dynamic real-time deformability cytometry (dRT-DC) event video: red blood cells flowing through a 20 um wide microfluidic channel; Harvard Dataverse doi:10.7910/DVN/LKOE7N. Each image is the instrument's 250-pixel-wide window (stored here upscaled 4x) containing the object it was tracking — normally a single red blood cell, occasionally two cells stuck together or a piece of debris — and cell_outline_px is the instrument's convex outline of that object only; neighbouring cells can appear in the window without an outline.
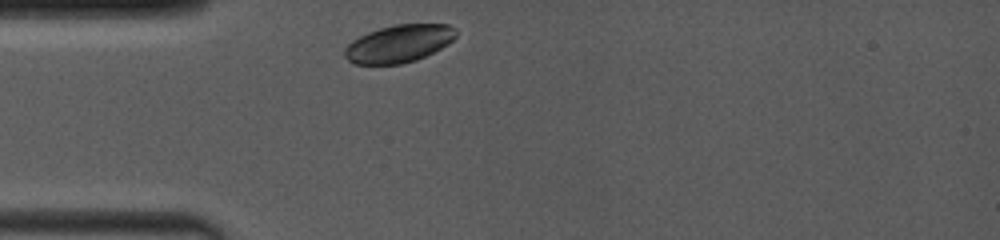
{"species": "common noctule bat (a hibernating species)", "species_latin": "Nyctalus noctula", "temperature_condition": "room temperature", "stored_images_in_passage": 28, "camera_frame_rate_fps": 4000, "um_per_image_px": 0.085, "animal": {"sex": "female", "body_mass_g": 19.0, "forearm_length_mm": 53.3}, "frame": {"image": 1, "passage_image": 1, "time_ms": 0.0, "image_size_px": [1000, 240], "cell_outline_px": [[456, 36], [448, 44], [416, 60], [400, 64], [356, 64], [348, 60], [344, 56], [344, 48], [352, 40], [368, 32], [380, 28], [396, 24], [448, 24], [456, 28]], "centroid_in_image_um": [33.89, 3.7], "position_along_channel_um": 51.1, "area_um2": 24.28}}
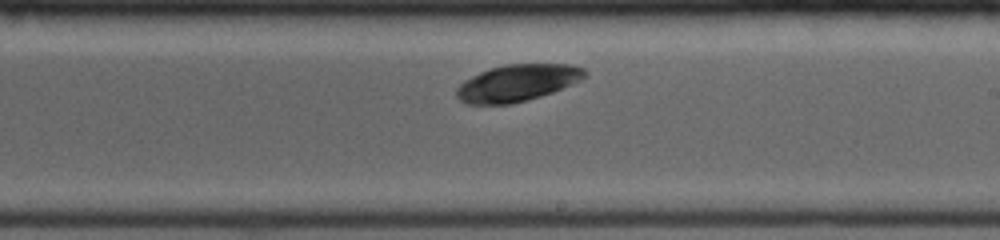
{"frame": {"image": 2, "passage_image": 16, "time_ms": 5.25, "image_size_px": [1000, 240], "cell_outline_px": [[588, 76], [580, 80], [552, 92], [528, 100], [512, 104], [464, 104], [456, 96], [456, 88], [464, 80], [480, 72], [504, 64], [572, 64], [584, 68], [588, 72]], "centroid_in_image_um": [43.98, 7.05], "position_along_channel_um": 245.0, "area_um2": 27.57}}
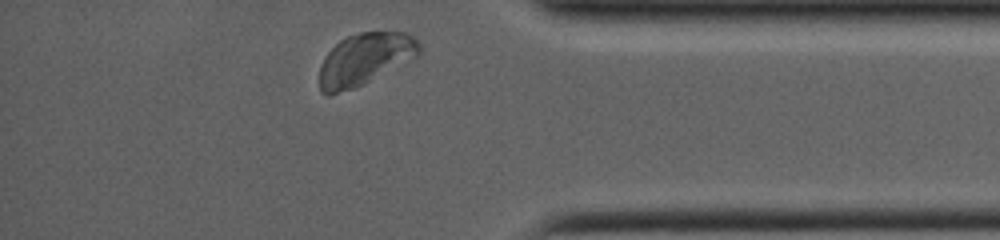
{"frame": {"image": 3, "passage_image": 28, "time_ms": 9.5, "image_size_px": [1000, 240], "cell_outline_px": [[420, 52], [416, 56], [364, 84], [356, 88], [328, 96], [320, 92], [320, 64], [324, 56], [340, 40], [348, 36], [360, 32], [404, 32], [412, 36], [420, 44]], "centroid_in_image_um": [30.96, 5.04], "position_along_channel_um": 404.2, "area_um2": 30.0}, "authors_computed_cell_mechanics": {"area_um2": 27.5706, "velocity_mm_per_s": 3.8973, "shape_relaxation_time_tau1_ms": 1.1095, "shape_relaxation_time_tau2_ms": null, "deformation_change_tau1": 0.0525, "deformation_change_tau2": null}}